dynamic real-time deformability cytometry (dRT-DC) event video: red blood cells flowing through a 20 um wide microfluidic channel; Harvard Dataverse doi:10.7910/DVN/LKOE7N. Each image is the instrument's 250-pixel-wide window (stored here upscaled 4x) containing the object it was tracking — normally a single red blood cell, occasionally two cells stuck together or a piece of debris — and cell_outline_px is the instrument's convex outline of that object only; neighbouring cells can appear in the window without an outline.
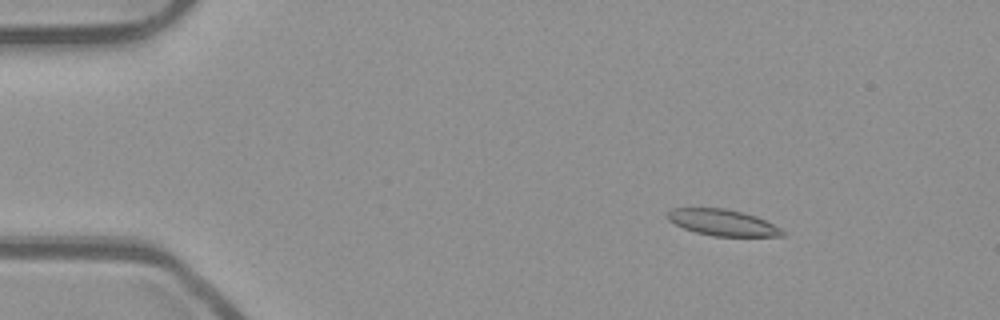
{"species": "common noctule bat (a hibernating species)", "species_latin": "Nyctalus noctula", "temperature_condition": "room temperature", "stored_images_in_passage": 54, "camera_frame_rate_fps": 3000, "um_per_image_px": 0.085, "animal": {"sex": "male", "body_mass_g": 23.1, "forearm_length_mm": 52.7}, "frame": {"image": 1, "passage_image": 8, "time_ms": 2.333, "image_size_px": [1000, 320], "cell_outline_px": [[784, 236], [712, 236], [696, 232], [684, 228], [668, 220], [668, 212], [672, 208], [724, 208], [744, 212], [756, 216], [780, 228], [784, 232]], "centroid_in_image_um": [61.42, 18.91], "position_along_channel_um": 23.6, "area_um2": 17.4}}
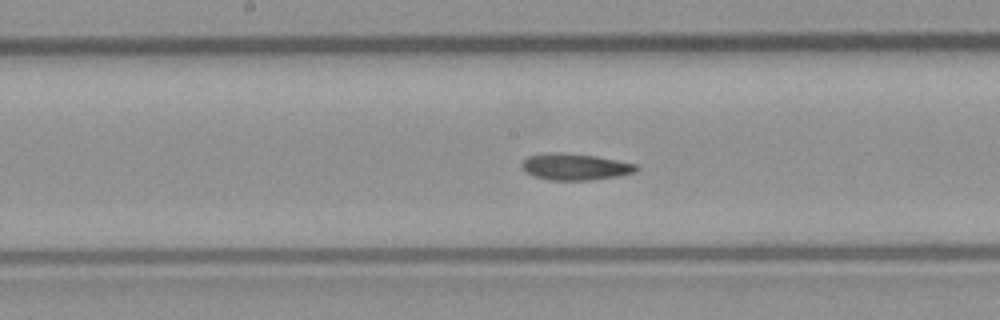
{"frame": {"image": 2, "passage_image": 28, "time_ms": 9.0, "image_size_px": [1000, 320], "cell_outline_px": [[640, 168], [636, 172], [620, 176], [592, 180], [548, 180], [532, 176], [524, 172], [520, 168], [520, 164], [528, 156], [540, 152], [560, 152], [596, 156], [636, 164]], "centroid_in_image_um": [48.83, 14.17], "position_along_channel_um": 199.4, "area_um2": 18.15}}
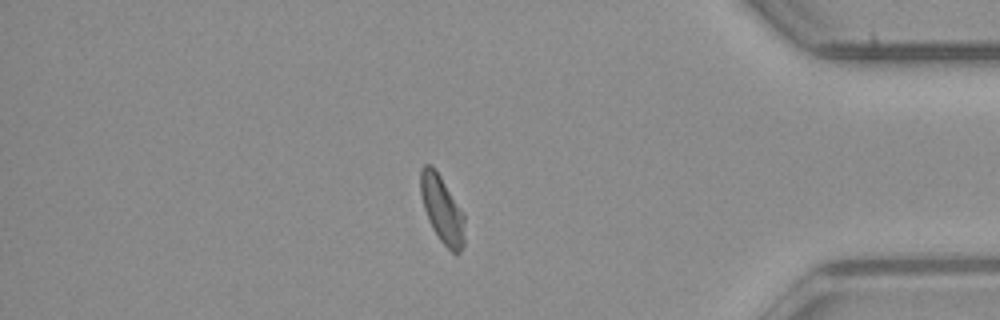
{"frame": {"image": 3, "passage_image": 46, "time_ms": 15.0, "image_size_px": [1000, 320], "cell_outline_px": [[464, 244], [460, 252], [456, 256], [440, 240], [432, 228], [428, 220], [424, 208], [420, 192], [420, 168], [424, 164], [432, 164], [464, 212]], "centroid_in_image_um": [37.57, 17.79], "position_along_channel_um": 397.6, "area_um2": 17.4}, "authors_computed_cell_mechanics": {"area_um2": 17.7157, "velocity_mm_per_s": 3.8785, "shape_relaxation_time_tau1_ms": null, "shape_relaxation_time_tau2_ms": 4.3004, "deformation_change_tau1": null, "deformation_change_tau2": 0.096}}